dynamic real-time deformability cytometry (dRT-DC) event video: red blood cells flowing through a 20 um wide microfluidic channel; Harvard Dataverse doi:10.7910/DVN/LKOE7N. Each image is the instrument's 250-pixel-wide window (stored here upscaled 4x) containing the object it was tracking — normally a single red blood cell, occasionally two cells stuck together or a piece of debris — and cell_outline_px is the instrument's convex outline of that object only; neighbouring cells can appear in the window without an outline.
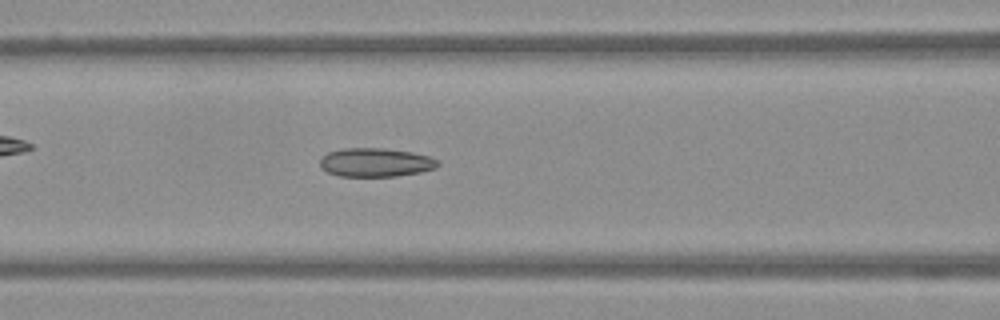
{"species": "Egyptian fruit bat (a non-hibernating species)", "species_latin": "Rousettus aegyptiacus", "temperature_condition": "warm", "stored_images_in_passage": 52, "camera_frame_rate_fps": 3000, "um_per_image_px": 0.085, "frame": {"image": 1, "passage_image": 22, "time_ms": 7.0, "image_size_px": [1000, 320], "cell_outline_px": [[440, 164], [436, 168], [420, 172], [396, 176], [340, 176], [328, 172], [320, 168], [320, 156], [328, 152], [344, 148], [384, 148], [412, 152], [428, 156], [436, 160]], "centroid_in_image_um": [31.89, 13.8], "position_along_channel_um": 134.7, "area_um2": 19.77}}
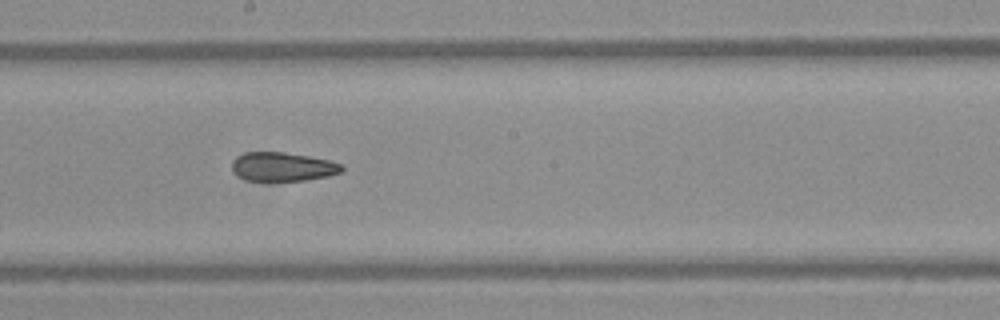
{"frame": {"image": 2, "passage_image": 29, "time_ms": 9.333, "image_size_px": [1000, 320], "cell_outline_px": [[344, 168], [340, 172], [328, 176], [304, 180], [244, 180], [232, 168], [232, 160], [236, 156], [244, 152], [284, 152], [308, 156], [328, 160], [344, 164]], "centroid_in_image_um": [24.03, 14.15], "position_along_channel_um": 224.2, "area_um2": 18.32}}
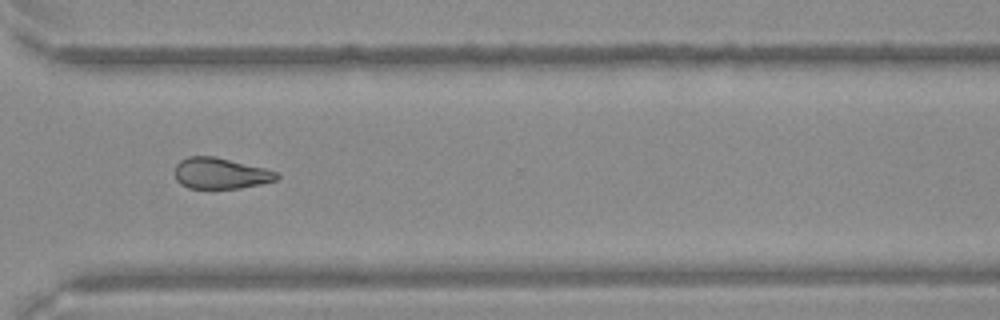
{"frame": {"image": 3, "passage_image": 39, "time_ms": 12.667, "image_size_px": [1000, 320], "cell_outline_px": [[280, 176], [276, 180], [260, 184], [240, 188], [188, 188], [180, 184], [176, 180], [176, 164], [180, 160], [188, 156], [212, 156], [264, 168], [276, 172]], "centroid_in_image_um": [18.72, 14.74], "position_along_channel_um": 351.9, "area_um2": 18.21}}